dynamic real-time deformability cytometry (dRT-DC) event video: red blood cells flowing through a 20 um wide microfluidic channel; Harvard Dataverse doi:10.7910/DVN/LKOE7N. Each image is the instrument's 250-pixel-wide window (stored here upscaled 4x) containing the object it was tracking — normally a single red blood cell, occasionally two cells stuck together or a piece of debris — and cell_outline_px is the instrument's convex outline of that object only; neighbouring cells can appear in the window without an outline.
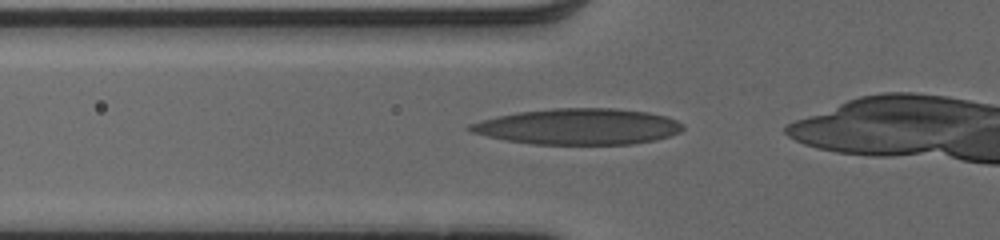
{"species": "human", "species_latin": "Homo sapiens", "temperature_condition": "cold", "stored_images_in_passage": 26, "camera_frame_rate_fps": 3000, "um_per_image_px": 0.085, "donor": {"sex": "male"}, "frame": {"image": 1, "passage_image": 2, "time_ms": 0.333, "image_size_px": [1000, 240], "cell_outline_px": [[684, 128], [680, 132], [668, 136], [652, 140], [632, 144], [532, 144], [504, 140], [472, 132], [468, 128], [468, 124], [496, 116], [520, 112], [552, 108], [616, 108], [648, 112], [664, 116], [676, 120]], "centroid_in_image_um": [49.13, 10.75], "position_along_channel_um": 76.7, "area_um2": 44.39}}
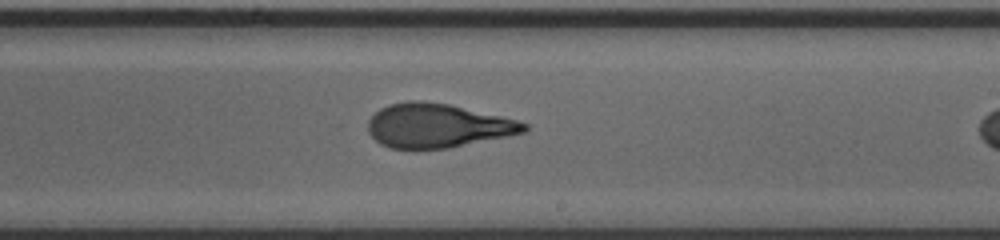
{"frame": {"image": 2, "passage_image": 15, "time_ms": 4.667, "image_size_px": [1000, 240], "cell_outline_px": [[528, 128], [524, 132], [448, 148], [416, 152], [392, 148], [380, 144], [368, 132], [368, 120], [380, 108], [388, 104], [408, 100], [424, 100], [448, 104], [500, 116], [516, 120], [528, 124]], "centroid_in_image_um": [37.11, 10.7], "position_along_channel_um": 251.9, "area_um2": 40.4}}
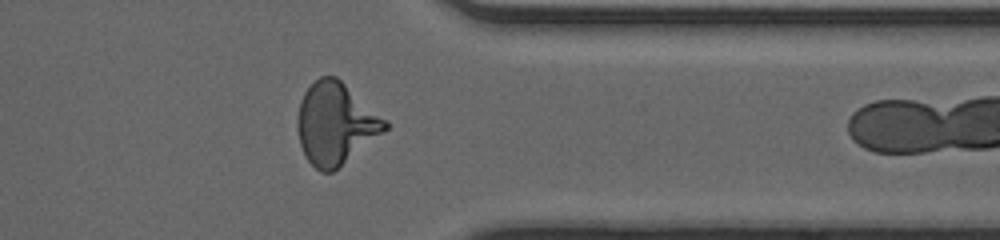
{"frame": {"image": 3, "passage_image": 25, "time_ms": 8.0, "image_size_px": [1000, 240], "cell_outline_px": [[388, 128], [384, 132], [332, 172], [320, 172], [308, 160], [300, 144], [296, 128], [296, 120], [300, 100], [304, 92], [320, 76], [336, 76], [388, 120]], "centroid_in_image_um": [28.51, 10.49], "position_along_channel_um": 382.9, "area_um2": 41.62}}